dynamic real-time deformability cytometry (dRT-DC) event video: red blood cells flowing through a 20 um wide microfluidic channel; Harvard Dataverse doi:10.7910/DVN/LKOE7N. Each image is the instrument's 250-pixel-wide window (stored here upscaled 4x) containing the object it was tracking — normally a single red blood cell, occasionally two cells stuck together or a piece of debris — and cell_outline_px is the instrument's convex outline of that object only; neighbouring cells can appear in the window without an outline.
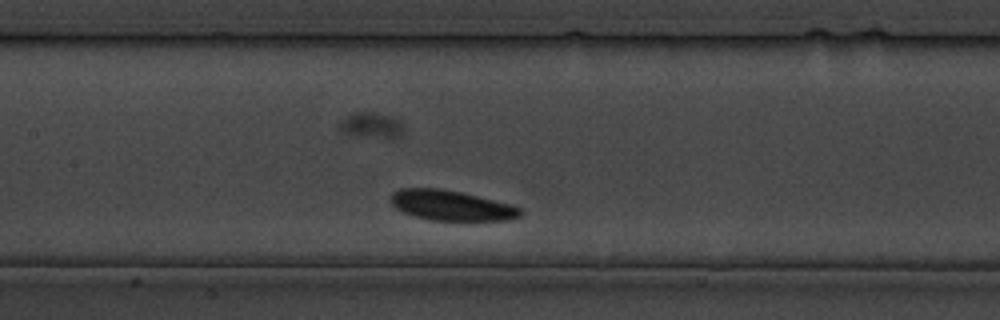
{"species": "common noctule bat (a hibernating species)", "species_latin": "Nyctalus noctula", "temperature_condition": "cold", "stored_images_in_passage": 23, "camera_frame_rate_fps": 3000, "um_per_image_px": 0.085, "animal": {"sex": "male", "body_mass_g": 19.5, "forearm_length_mm": 54.6}, "frame": {"image": 1, "passage_image": 7, "time_ms": 8.0, "image_size_px": [1000, 320], "cell_outline_px": [[520, 216], [508, 220], [432, 220], [416, 216], [404, 212], [396, 208], [388, 200], [392, 192], [400, 188], [440, 188], [460, 192], [512, 204], [520, 208]], "centroid_in_image_um": [38.31, 17.45], "position_along_channel_um": 169.1, "area_um2": 22.66}}